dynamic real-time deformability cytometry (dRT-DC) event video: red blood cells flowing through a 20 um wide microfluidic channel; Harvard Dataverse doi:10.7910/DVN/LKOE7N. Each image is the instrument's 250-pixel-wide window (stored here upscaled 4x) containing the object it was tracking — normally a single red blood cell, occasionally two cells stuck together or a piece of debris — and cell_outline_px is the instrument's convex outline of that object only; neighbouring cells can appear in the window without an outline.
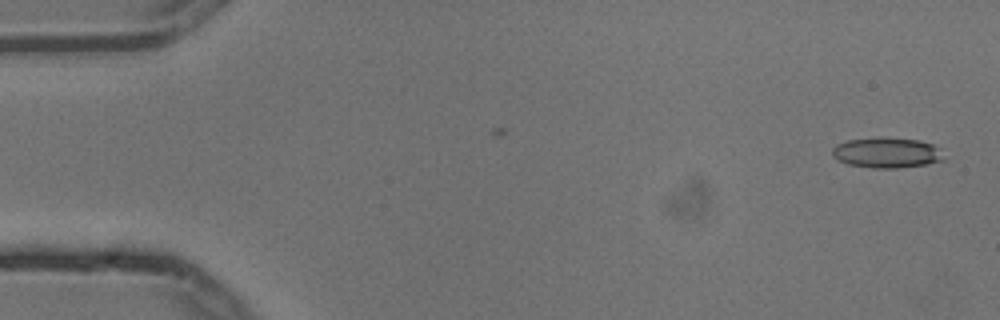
{"species": "common noctule bat (a hibernating species)", "species_latin": "Nyctalus noctula", "temperature_condition": "cold", "stored_images_in_passage": 2, "camera_frame_rate_fps": 3000, "um_per_image_px": 0.085, "animal": {"sex": "male", "body_mass_g": 13.3}, "frame": {"image": 1, "passage_image": 1, "time_ms": 0.0, "image_size_px": [1000, 320], "cell_outline_px": [[944, 160], [928, 164], [896, 168], [872, 168], [848, 164], [832, 156], [832, 148], [836, 144], [848, 140], [920, 140], [932, 144], [940, 148]], "centroid_in_image_um": [75.4, 13.03], "position_along_channel_um": 9.6, "area_um2": 18.96}}